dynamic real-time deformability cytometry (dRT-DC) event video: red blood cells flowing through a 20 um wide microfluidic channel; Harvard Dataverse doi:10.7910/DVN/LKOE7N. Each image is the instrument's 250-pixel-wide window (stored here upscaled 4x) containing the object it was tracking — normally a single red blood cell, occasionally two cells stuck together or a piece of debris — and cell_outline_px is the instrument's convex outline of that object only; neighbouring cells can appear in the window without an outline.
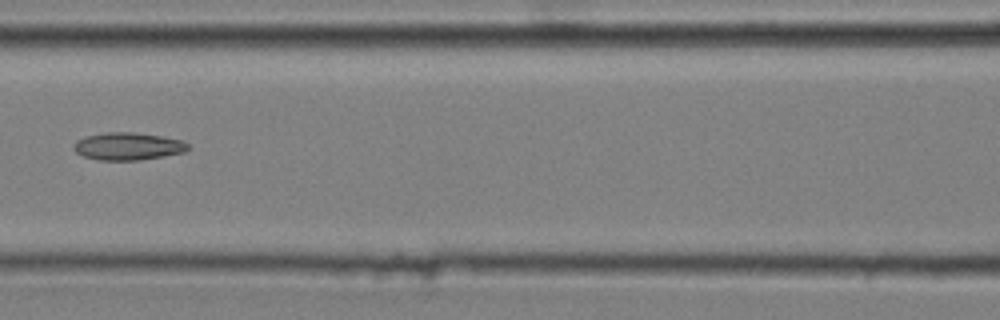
{"species": "common noctule bat (a hibernating species)", "species_latin": "Nyctalus noctula", "temperature_condition": "cold", "stored_images_in_passage": 6, "camera_frame_rate_fps": 3000, "um_per_image_px": 0.085, "animal": {"sex": "male", "body_mass_g": 20.4}, "frame": {"image": 1, "passage_image": 6, "time_ms": 1.667, "image_size_px": [1000, 320], "cell_outline_px": [[188, 148], [184, 152], [164, 156], [136, 160], [96, 160], [84, 156], [76, 152], [72, 148], [72, 144], [76, 140], [84, 136], [104, 132], [132, 132], [160, 136], [184, 140], [188, 144]], "centroid_in_image_um": [10.82, 12.43], "position_along_channel_um": 155.8, "area_um2": 18.44}}